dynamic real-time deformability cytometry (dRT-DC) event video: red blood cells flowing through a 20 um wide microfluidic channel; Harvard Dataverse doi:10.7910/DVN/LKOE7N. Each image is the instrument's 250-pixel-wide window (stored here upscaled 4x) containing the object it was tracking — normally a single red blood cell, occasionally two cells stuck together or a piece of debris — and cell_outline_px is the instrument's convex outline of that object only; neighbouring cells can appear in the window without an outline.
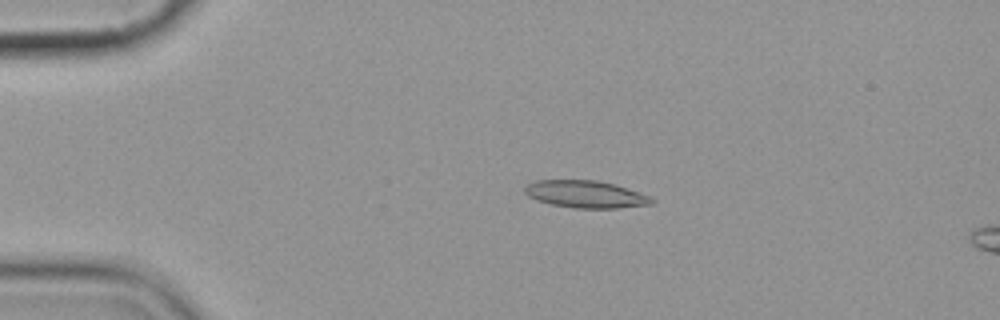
{"species": "common noctule bat (a hibernating species)", "species_latin": "Nyctalus noctula", "temperature_condition": "cold", "stored_images_in_passage": 6, "camera_frame_rate_fps": 3000, "um_per_image_px": 0.085, "animal": {"sex": "female", "body_mass_g": 19.9}, "frame": {"image": 1, "passage_image": 3, "time_ms": 2.333, "image_size_px": [1000, 320], "cell_outline_px": [[656, 200], [652, 204], [616, 208], [576, 208], [552, 204], [528, 196], [524, 192], [524, 188], [528, 184], [536, 180], [596, 180], [628, 188], [652, 196]], "centroid_in_image_um": [49.83, 16.5], "position_along_channel_um": 35.2, "area_um2": 20.06}}
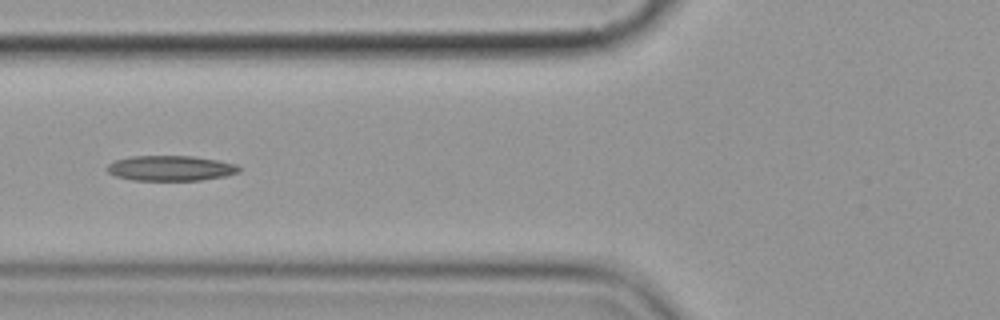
{"frame": {"image": 2, "passage_image": 5, "time_ms": 5.667, "image_size_px": [1000, 320], "cell_outline_px": [[240, 172], [224, 176], [200, 180], [132, 180], [116, 176], [108, 172], [108, 164], [116, 160], [132, 156], [192, 156], [216, 160], [236, 164], [240, 168]], "centroid_in_image_um": [14.51, 14.3], "position_along_channel_um": 111.3, "area_um2": 19.19}}
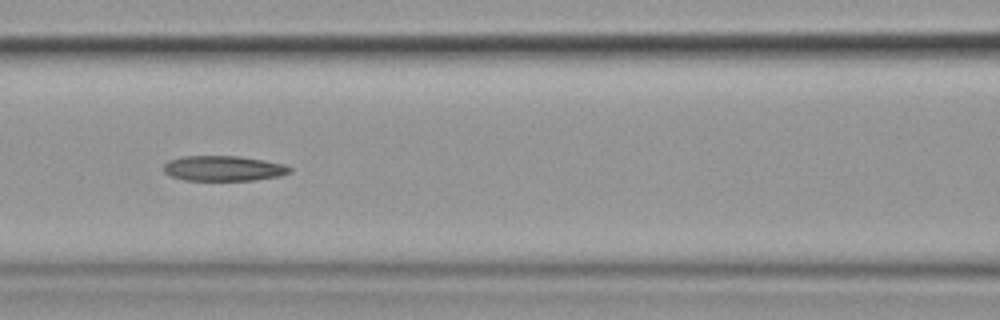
{"frame": {"image": 3, "passage_image": 6, "time_ms": 6.667, "image_size_px": [1000, 320], "cell_outline_px": [[292, 172], [280, 176], [256, 180], [184, 180], [172, 176], [164, 172], [164, 164], [168, 160], [184, 156], [240, 156], [264, 160], [284, 164], [292, 168]], "centroid_in_image_um": [19.02, 14.31], "position_along_channel_um": 147.6, "area_um2": 18.61}}